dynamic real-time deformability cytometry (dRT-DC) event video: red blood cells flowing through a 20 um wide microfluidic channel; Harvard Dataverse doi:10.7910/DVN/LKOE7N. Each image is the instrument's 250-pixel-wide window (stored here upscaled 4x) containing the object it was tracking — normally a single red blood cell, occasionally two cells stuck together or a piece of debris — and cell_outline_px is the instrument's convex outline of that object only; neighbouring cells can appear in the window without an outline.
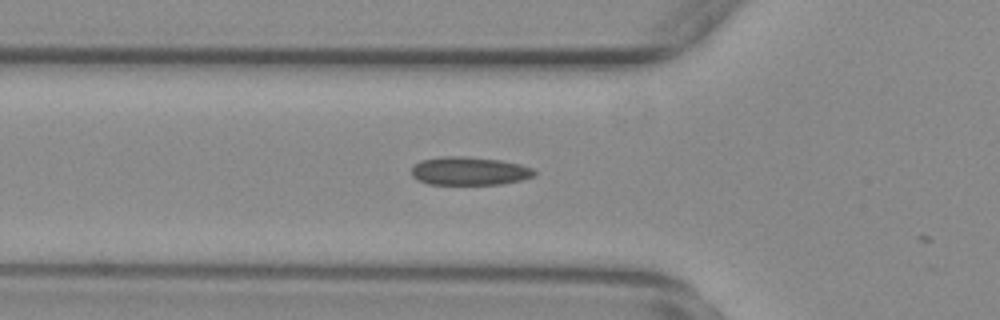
{"species": "common noctule bat (a hibernating species)", "species_latin": "Nyctalus noctula", "temperature_condition": "warm", "stored_images_in_passage": 6, "camera_frame_rate_fps": 3000, "um_per_image_px": 0.085, "animal": {"sex": "female", "body_mass_g": 29.2, "forearm_length_mm": 56.3}, "frame": {"image": 1, "passage_image": 4, "time_ms": 1.0, "image_size_px": [1000, 320], "cell_outline_px": [[536, 172], [532, 176], [520, 180], [500, 184], [428, 184], [416, 180], [412, 176], [412, 164], [420, 160], [444, 156], [460, 156], [500, 160], [520, 164], [532, 168]], "centroid_in_image_um": [39.83, 14.53], "position_along_channel_um": 86.0, "area_um2": 20.23}}